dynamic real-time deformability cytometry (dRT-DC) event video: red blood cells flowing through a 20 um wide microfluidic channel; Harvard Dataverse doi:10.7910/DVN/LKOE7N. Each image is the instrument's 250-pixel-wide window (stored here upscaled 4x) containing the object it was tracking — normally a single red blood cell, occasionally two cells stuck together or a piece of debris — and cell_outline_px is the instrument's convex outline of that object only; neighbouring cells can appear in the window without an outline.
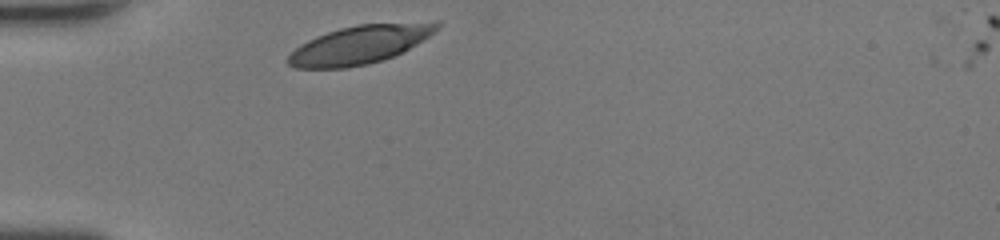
{"species": "human", "species_latin": "Homo sapiens", "temperature_condition": "room temperature", "stored_images_in_passage": 27, "camera_frame_rate_fps": 3000, "um_per_image_px": 0.085, "donor": {"sex": "female"}, "frame": {"image": 1, "passage_image": 1, "time_ms": 0.0, "image_size_px": [1000, 240], "cell_outline_px": [[440, 24], [428, 36], [416, 44], [384, 60], [368, 64], [348, 68], [296, 68], [288, 64], [288, 56], [300, 44], [316, 36], [340, 28], [360, 24], [436, 20], [440, 20]], "centroid_in_image_um": [30.6, 3.78], "position_along_channel_um": 54.4, "area_um2": 33.23}}
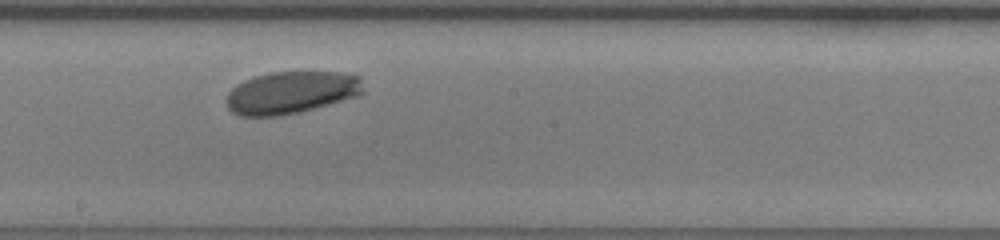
{"frame": {"image": 2, "passage_image": 15, "time_ms": 4.667, "image_size_px": [1000, 240], "cell_outline_px": [[364, 92], [360, 96], [300, 112], [276, 116], [240, 116], [232, 112], [228, 108], [228, 92], [236, 84], [252, 76], [268, 72], [340, 72], [360, 76]], "centroid_in_image_um": [24.77, 7.86], "position_along_channel_um": 223.4, "area_um2": 34.04}}
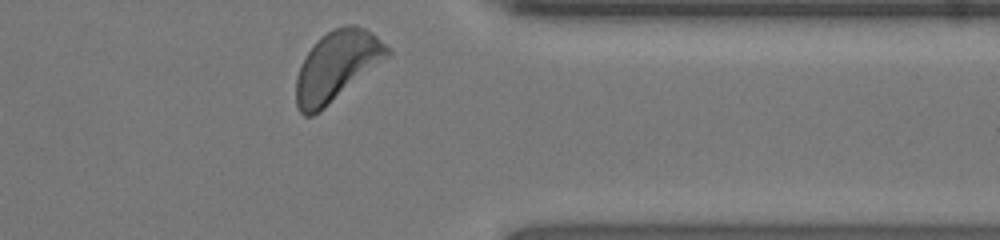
{"frame": {"image": 3, "passage_image": 27, "time_ms": 8.667, "image_size_px": [1000, 240], "cell_outline_px": [[392, 52], [388, 56], [320, 112], [312, 116], [304, 116], [300, 112], [296, 104], [296, 80], [300, 68], [308, 52], [316, 40], [320, 36], [332, 28], [344, 24], [356, 24], [372, 32], [392, 48]], "centroid_in_image_um": [28.63, 5.58], "position_along_channel_um": 382.8, "area_um2": 37.05}, "authors_computed_cell_mechanics": {"area_um2": 34.4488, "velocity_mm_per_s": 4.1462, "shape_relaxation_time_tau1_ms": 1.0509, "shape_relaxation_time_tau2_ms": null, "deformation_change_tau1": 0.0682, "deformation_change_tau2": null}}